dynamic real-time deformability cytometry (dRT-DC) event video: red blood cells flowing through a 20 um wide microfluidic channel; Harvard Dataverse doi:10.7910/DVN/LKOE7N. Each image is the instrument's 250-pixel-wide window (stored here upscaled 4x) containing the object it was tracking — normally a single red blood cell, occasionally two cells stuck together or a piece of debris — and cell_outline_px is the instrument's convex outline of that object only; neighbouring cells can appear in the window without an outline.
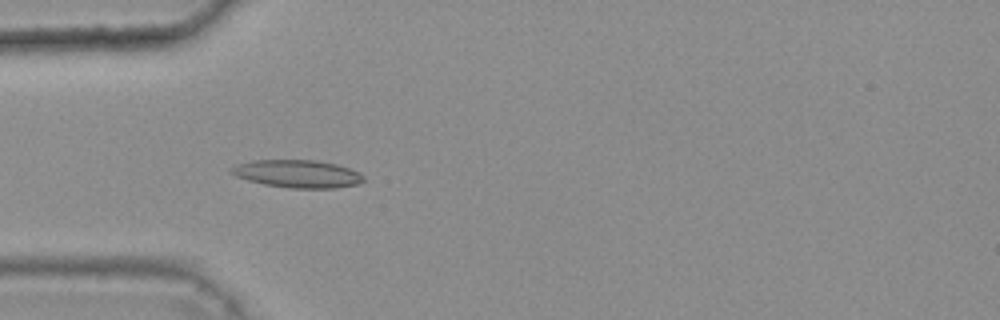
{"species": "common noctule bat (a hibernating species)", "species_latin": "Nyctalus noctula", "temperature_condition": "warm", "stored_images_in_passage": 46, "camera_frame_rate_fps": 3000, "um_per_image_px": 0.085, "animal": {"sex": "female", "body_mass_g": 25.1}, "frame": {"image": 1, "passage_image": 16, "time_ms": 5.0, "image_size_px": [1000, 320], "cell_outline_px": [[364, 180], [360, 184], [336, 188], [288, 188], [264, 184], [248, 180], [236, 176], [228, 172], [228, 168], [236, 164], [252, 160], [316, 160], [336, 164], [360, 172], [364, 176]], "centroid_in_image_um": [25.27, 14.77], "position_along_channel_um": 59.7, "area_um2": 21.62}}
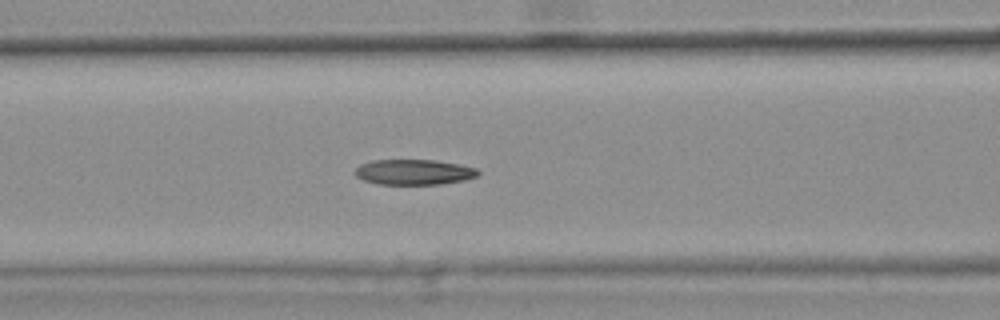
{"frame": {"image": 2, "passage_image": 22, "time_ms": 7.0, "image_size_px": [1000, 320], "cell_outline_px": [[480, 172], [476, 176], [464, 180], [440, 184], [376, 184], [364, 180], [356, 176], [352, 172], [360, 164], [372, 160], [436, 160], [476, 168]], "centroid_in_image_um": [35.13, 14.62], "position_along_channel_um": 131.5, "area_um2": 18.15}}
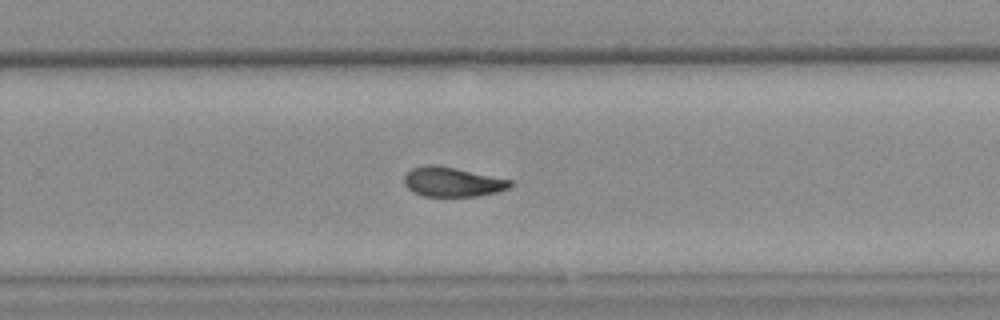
{"frame": {"image": 3, "passage_image": 35, "time_ms": 11.333, "image_size_px": [1000, 320], "cell_outline_px": [[512, 184], [508, 188], [500, 192], [476, 196], [424, 196], [408, 188], [404, 184], [404, 176], [412, 168], [428, 164], [436, 164], [456, 168], [512, 180]], "centroid_in_image_um": [38.46, 15.45], "position_along_channel_um": 291.3, "area_um2": 18.21}, "authors_computed_cell_mechanics": {"area_um2": 19.1896, "velocity_mm_per_s": 3.7012, "shape_relaxation_time_tau1_ms": 7.8805, "shape_relaxation_time_tau2_ms": 3.4799, "deformation_change_tau1": 0.1958, "deformation_change_tau2": 0.1044}}